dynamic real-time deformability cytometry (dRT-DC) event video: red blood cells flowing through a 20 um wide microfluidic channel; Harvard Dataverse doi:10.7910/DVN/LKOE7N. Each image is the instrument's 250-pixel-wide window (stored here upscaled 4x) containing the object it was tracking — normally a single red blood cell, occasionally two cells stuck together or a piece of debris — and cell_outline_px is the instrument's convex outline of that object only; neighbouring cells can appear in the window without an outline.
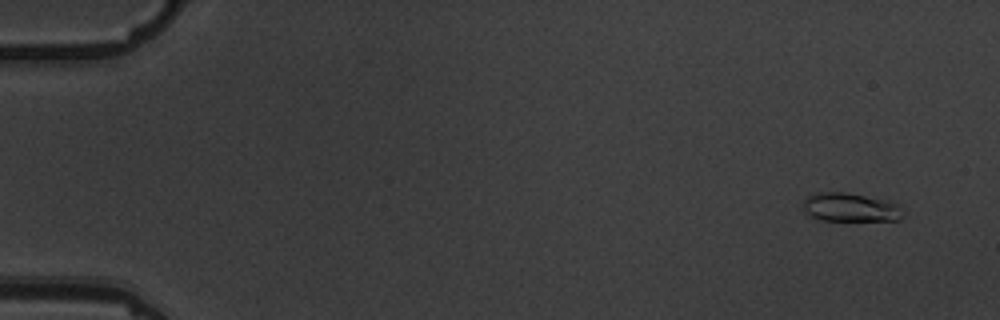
{"species": "common noctule bat (a hibernating species)", "species_latin": "Nyctalus noctula", "temperature_condition": "warm", "stored_images_in_passage": 6, "camera_frame_rate_fps": 3000, "um_per_image_px": 0.085, "animal": {"sex": "male", "body_mass_g": 19.5, "forearm_length_mm": 54.6}, "frame": {"image": 1, "passage_image": 2, "time_ms": 1.0, "image_size_px": [1000, 320], "cell_outline_px": [[904, 216], [900, 220], [820, 220], [804, 212], [804, 200], [808, 196], [816, 192], [844, 192], [892, 200], [896, 204]], "centroid_in_image_um": [72.29, 17.61], "position_along_channel_um": 12.7, "area_um2": 16.7}}